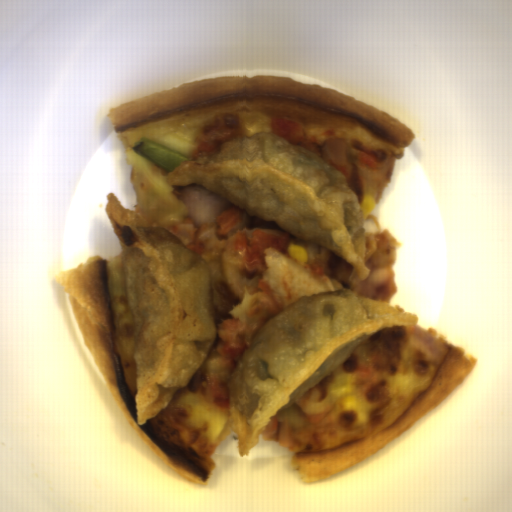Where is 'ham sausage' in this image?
Segmentation results:
<instances>
[{"label":"ham sausage","instance_id":"1","mask_svg":"<svg viewBox=\"0 0 512 512\" xmlns=\"http://www.w3.org/2000/svg\"><path fill=\"white\" fill-rule=\"evenodd\" d=\"M178 199L184 202L186 214L194 225H208L226 212L230 202L214 194L203 185L175 186Z\"/></svg>","mask_w":512,"mask_h":512}]
</instances>
